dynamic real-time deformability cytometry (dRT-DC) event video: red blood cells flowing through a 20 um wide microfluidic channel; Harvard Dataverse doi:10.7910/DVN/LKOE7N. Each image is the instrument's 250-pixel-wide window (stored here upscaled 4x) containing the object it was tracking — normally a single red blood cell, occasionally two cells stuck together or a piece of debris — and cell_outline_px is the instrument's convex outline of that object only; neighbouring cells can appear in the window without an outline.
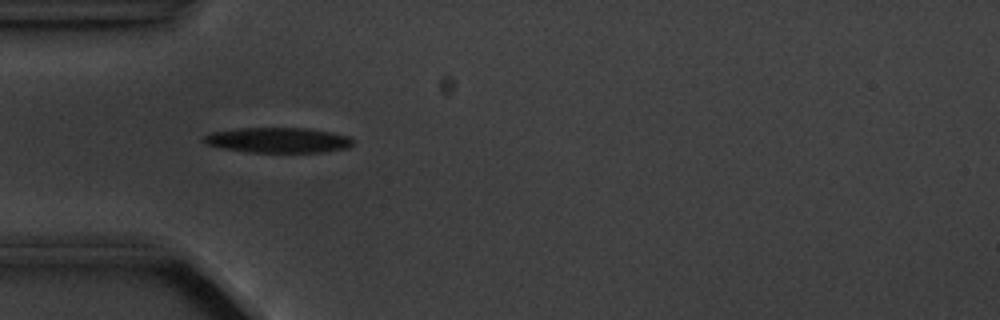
{"species": "common noctule bat (a hibernating species)", "species_latin": "Nyctalus noctula", "temperature_condition": "cold", "stored_images_in_passage": 4, "camera_frame_rate_fps": 3000, "um_per_image_px": 0.085, "animal": {"sex": "male", "body_mass_g": 20.1, "forearm_length_mm": 53.5}, "frame": {"image": 1, "passage_image": 3, "time_ms": 2.333, "image_size_px": [1000, 320], "cell_outline_px": [[352, 144], [348, 148], [324, 152], [248, 152], [224, 148], [208, 144], [200, 140], [208, 132], [236, 128], [308, 128], [332, 132], [348, 136], [352, 140]], "centroid_in_image_um": [23.61, 11.9], "position_along_channel_um": 61.4, "area_um2": 22.02}}
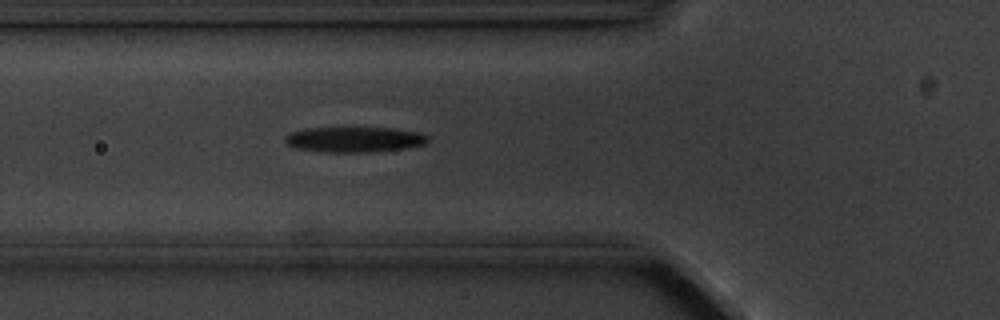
{"frame": {"image": 2, "passage_image": 4, "time_ms": 3.333, "image_size_px": [1000, 320], "cell_outline_px": [[428, 140], [424, 144], [404, 148], [368, 152], [324, 152], [296, 148], [288, 144], [284, 140], [284, 136], [292, 132], [304, 128], [392, 128], [420, 132], [428, 136]], "centroid_in_image_um": [30.1, 11.85], "position_along_channel_um": 95.7, "area_um2": 20.98}}